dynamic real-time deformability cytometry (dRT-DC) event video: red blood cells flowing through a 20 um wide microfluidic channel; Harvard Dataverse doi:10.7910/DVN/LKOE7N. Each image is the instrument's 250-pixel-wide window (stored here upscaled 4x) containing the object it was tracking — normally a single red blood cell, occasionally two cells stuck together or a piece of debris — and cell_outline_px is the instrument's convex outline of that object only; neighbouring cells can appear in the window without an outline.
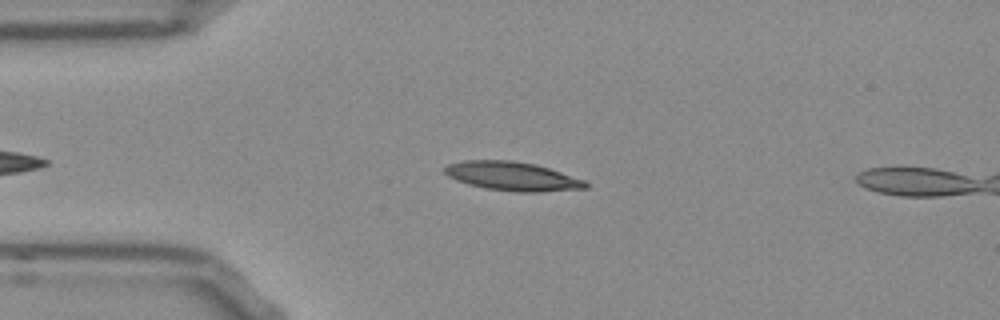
{"species": "Egyptian fruit bat (a non-hibernating species)", "species_latin": "Rousettus aegyptiacus", "temperature_condition": "room temperature", "stored_images_in_passage": 40, "camera_frame_rate_fps": 3000, "um_per_image_px": 0.085, "frame": {"image": 1, "passage_image": 4, "time_ms": 1.0, "image_size_px": [1000, 320], "cell_outline_px": [[588, 188], [540, 192], [516, 192], [484, 188], [456, 180], [448, 176], [444, 172], [444, 168], [448, 164], [464, 160], [512, 160], [536, 164], [584, 180], [588, 184]], "centroid_in_image_um": [43.54, 14.98], "position_along_channel_um": 41.5, "area_um2": 23.64}}
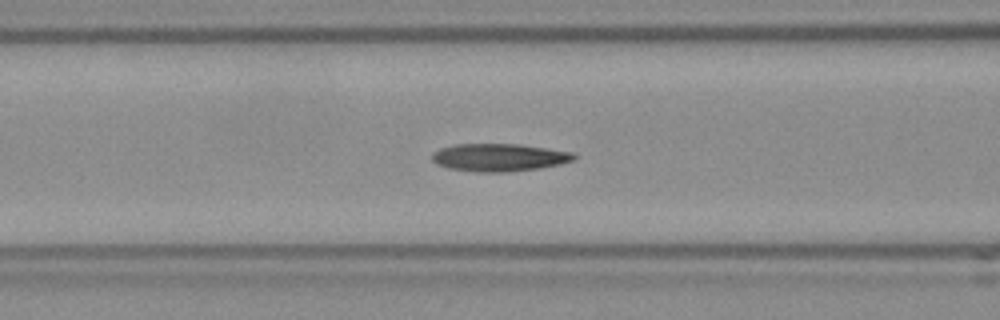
{"frame": {"image": 2, "passage_image": 12, "time_ms": 3.667, "image_size_px": [1000, 320], "cell_outline_px": [[576, 156], [572, 160], [560, 164], [540, 168], [504, 172], [476, 172], [448, 168], [436, 164], [432, 160], [432, 152], [440, 148], [456, 144], [516, 144], [572, 152]], "centroid_in_image_um": [42.37, 13.38], "position_along_channel_um": 124.2, "area_um2": 22.77}}
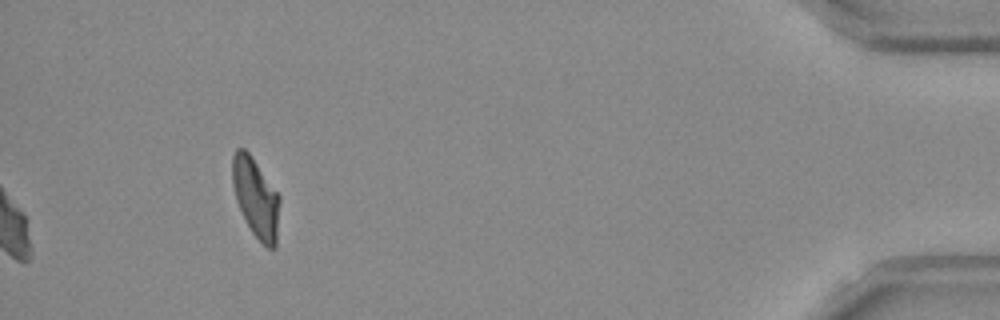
{"frame": {"image": 3, "passage_image": 40, "time_ms": 13.0, "image_size_px": [1000, 320], "cell_outline_px": [[280, 200], [276, 248], [268, 248], [252, 232], [240, 208], [232, 184], [232, 156], [236, 148], [244, 148], [248, 152], [280, 196]], "centroid_in_image_um": [21.75, 16.79], "position_along_channel_um": 413.4, "area_um2": 21.44}, "authors_computed_cell_mechanics": {"area_um2": 22.7732, "velocity_mm_per_s": 3.8482, "shape_relaxation_time_tau1_ms": 5.2847, "shape_relaxation_time_tau2_ms": 2.7899, "deformation_change_tau1": 0.1894, "deformation_change_tau2": 0.1063}}